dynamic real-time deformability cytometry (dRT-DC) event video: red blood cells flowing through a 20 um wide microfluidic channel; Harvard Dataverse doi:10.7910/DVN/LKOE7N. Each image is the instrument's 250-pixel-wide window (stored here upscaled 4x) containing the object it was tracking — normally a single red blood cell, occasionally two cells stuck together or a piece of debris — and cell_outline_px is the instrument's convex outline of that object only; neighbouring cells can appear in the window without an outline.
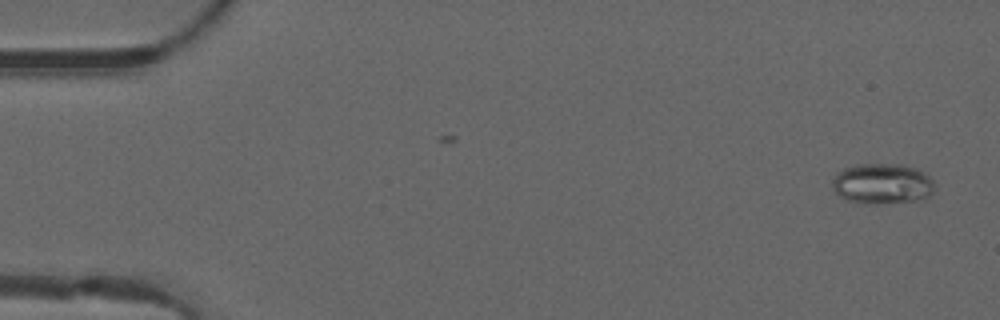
{"species": "common noctule bat (a hibernating species)", "species_latin": "Nyctalus noctula", "temperature_condition": "warm", "stored_images_in_passage": 49, "camera_frame_rate_fps": 3000, "um_per_image_px": 0.085, "animal": {"sex": "male", "forearm_length_mm": 52.5}, "frame": {"image": 1, "passage_image": 1, "time_ms": 0.0, "image_size_px": [1000, 320], "cell_outline_px": [[936, 188], [932, 196], [924, 200], [876, 204], [864, 204], [848, 200], [840, 196], [832, 188], [832, 180], [836, 172], [844, 168], [856, 164], [904, 164], [916, 168], [924, 172], [936, 184]], "centroid_in_image_um": [75.04, 15.62], "position_along_channel_um": 10.0, "area_um2": 24.8}}
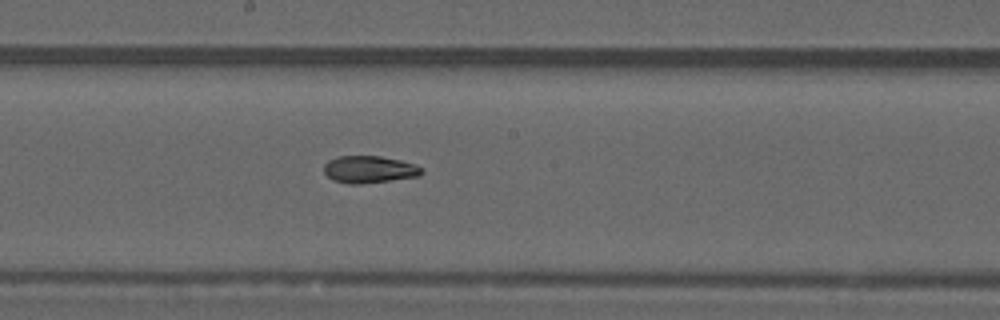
{"frame": {"image": 2, "passage_image": 26, "time_ms": 8.333, "image_size_px": [1000, 320], "cell_outline_px": [[424, 172], [420, 176], [360, 184], [348, 184], [332, 180], [324, 172], [324, 164], [328, 160], [336, 156], [380, 156], [400, 160], [416, 164], [424, 168]], "centroid_in_image_um": [31.4, 14.4], "position_along_channel_um": 216.8, "area_um2": 15.66}}
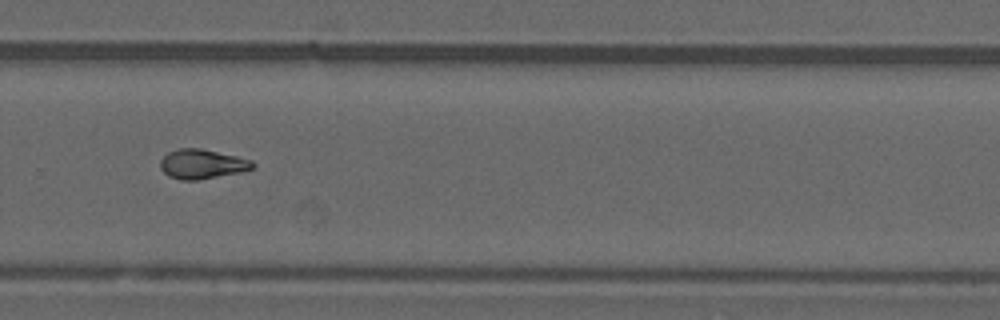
{"frame": {"image": 3, "passage_image": 33, "time_ms": 10.667, "image_size_px": [1000, 320], "cell_outline_px": [[256, 164], [252, 168], [240, 172], [196, 180], [180, 180], [168, 176], [160, 168], [160, 160], [168, 152], [180, 148], [200, 148], [236, 156], [252, 160]], "centroid_in_image_um": [17.15, 13.94], "position_along_channel_um": 312.6, "area_um2": 15.78}, "authors_computed_cell_mechanics": {"area_um2": 15.7794, "velocity_mm_per_s": 4.1261, "shape_relaxation_time_tau1_ms": null, "shape_relaxation_time_tau2_ms": 3.5544, "deformation_change_tau1": null, "deformation_change_tau2": 0.1037}}